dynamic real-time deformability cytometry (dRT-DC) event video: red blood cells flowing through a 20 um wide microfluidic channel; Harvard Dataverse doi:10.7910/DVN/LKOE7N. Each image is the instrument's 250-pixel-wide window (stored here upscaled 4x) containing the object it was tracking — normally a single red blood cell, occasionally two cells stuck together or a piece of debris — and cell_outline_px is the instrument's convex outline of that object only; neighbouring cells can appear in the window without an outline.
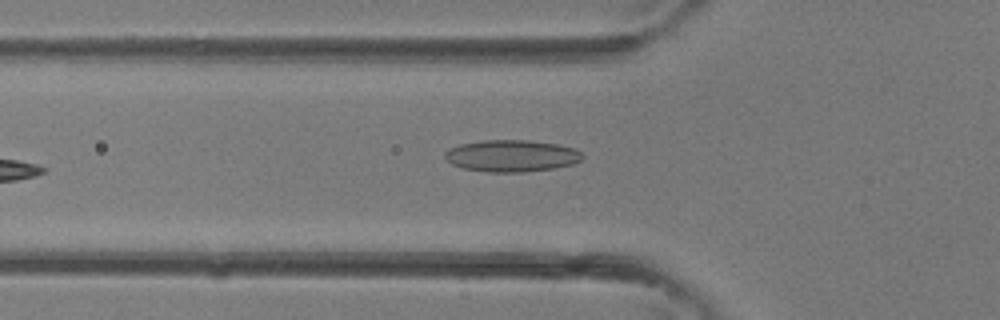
{"species": "common noctule bat (a hibernating species)", "species_latin": "Nyctalus noctula", "temperature_condition": "room temperature", "stored_images_in_passage": 5, "camera_frame_rate_fps": 3000, "um_per_image_px": 0.085, "animal": {"sex": "female"}, "frame": {"image": 1, "passage_image": 5, "time_ms": 1.333, "image_size_px": [1000, 320], "cell_outline_px": [[584, 156], [580, 160], [572, 164], [556, 168], [524, 172], [488, 172], [464, 168], [452, 164], [444, 156], [444, 152], [448, 148], [460, 144], [480, 140], [528, 140], [560, 144], [576, 148]], "centroid_in_image_um": [43.5, 13.23], "position_along_channel_um": 82.3, "area_um2": 25.72}}